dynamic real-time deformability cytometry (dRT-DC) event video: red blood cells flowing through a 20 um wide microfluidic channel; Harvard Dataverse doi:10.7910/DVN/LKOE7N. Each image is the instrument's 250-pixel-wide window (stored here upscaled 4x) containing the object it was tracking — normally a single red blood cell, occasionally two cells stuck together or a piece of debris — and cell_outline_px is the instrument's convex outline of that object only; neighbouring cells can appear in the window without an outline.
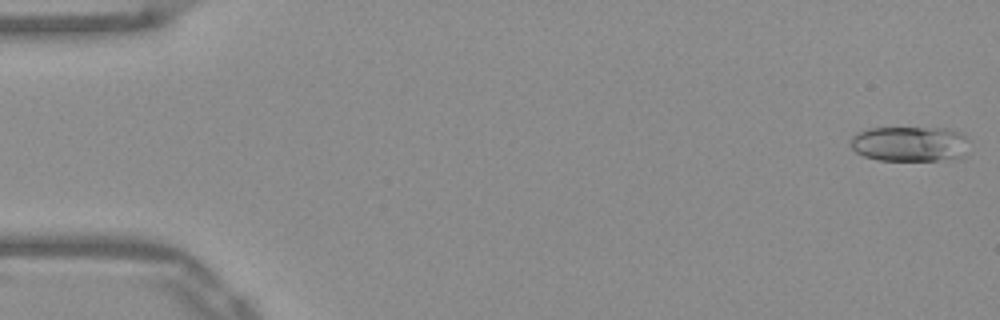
{"species": "Egyptian fruit bat (a non-hibernating species)", "species_latin": "Rousettus aegyptiacus", "temperature_condition": "warm", "stored_images_in_passage": 51, "camera_frame_rate_fps": 3000, "um_per_image_px": 0.085, "frame": {"image": 1, "passage_image": 1, "time_ms": 0.0, "image_size_px": [1000, 320], "cell_outline_px": [[964, 156], [936, 160], [880, 160], [864, 156], [856, 152], [852, 148], [852, 136], [868, 128], [944, 128], [960, 132], [964, 136]], "centroid_in_image_um": [77.27, 12.22], "position_along_channel_um": 7.7, "area_um2": 23.76}}
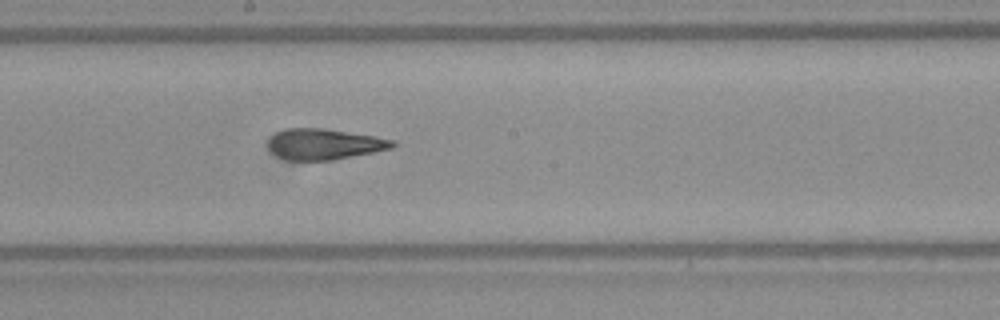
{"frame": {"image": 2, "passage_image": 28, "time_ms": 9.0, "image_size_px": [1000, 320], "cell_outline_px": [[396, 144], [392, 148], [332, 160], [288, 160], [276, 156], [268, 148], [268, 140], [276, 132], [288, 128], [324, 128], [376, 136], [396, 140]], "centroid_in_image_um": [27.56, 12.24], "position_along_channel_um": 220.6, "area_um2": 22.37}}
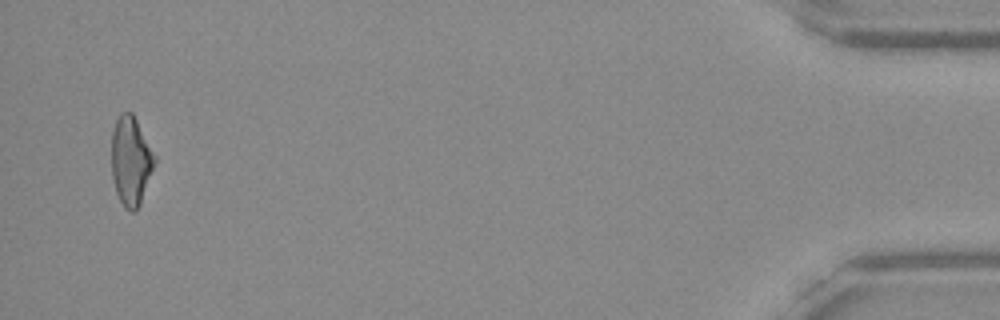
{"frame": {"image": 3, "passage_image": 50, "time_ms": 16.333, "image_size_px": [1000, 320], "cell_outline_px": [[156, 160], [140, 204], [136, 212], [132, 212], [124, 208], [116, 192], [112, 180], [112, 132], [116, 120], [120, 112], [132, 112], [156, 156]], "centroid_in_image_um": [11.11, 13.68], "position_along_channel_um": 424.1, "area_um2": 22.31}, "authors_computed_cell_mechanics": {"area_um2": 22.6576, "velocity_mm_per_s": 3.9314, "shape_relaxation_time_tau1_ms": null, "shape_relaxation_time_tau2_ms": 2.3899, "deformation_change_tau1": null, "deformation_change_tau2": 0.1231}}